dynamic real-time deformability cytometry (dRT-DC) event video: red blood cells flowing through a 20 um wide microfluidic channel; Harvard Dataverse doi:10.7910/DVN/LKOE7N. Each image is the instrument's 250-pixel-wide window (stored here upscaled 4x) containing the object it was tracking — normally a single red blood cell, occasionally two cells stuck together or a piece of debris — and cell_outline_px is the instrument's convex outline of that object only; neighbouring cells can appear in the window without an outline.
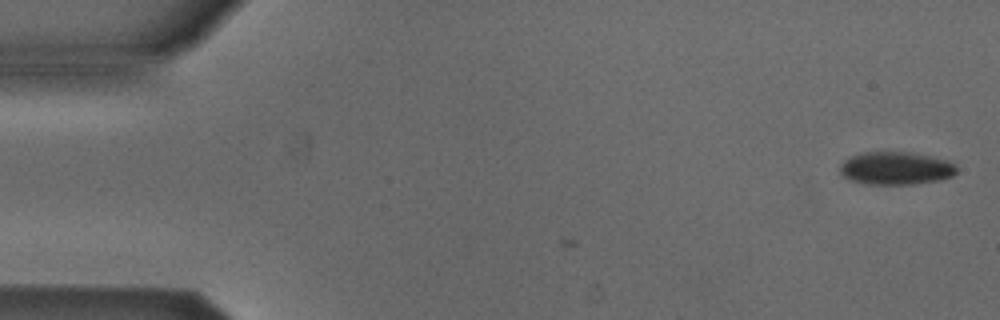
{"species": "Egyptian fruit bat (a non-hibernating species)", "species_latin": "Rousettus aegyptiacus", "temperature_condition": "cold", "stored_images_in_passage": 3, "camera_frame_rate_fps": 3000, "um_per_image_px": 0.085, "animal": {"sex": "male"}, "frame": {"image": 1, "passage_image": 3, "time_ms": 0.667, "image_size_px": [1000, 320], "cell_outline_px": [[956, 172], [952, 176], [940, 180], [912, 184], [864, 184], [848, 180], [840, 172], [840, 164], [844, 160], [852, 156], [864, 152], [908, 152], [948, 160], [956, 164]], "centroid_in_image_um": [76.13, 14.31], "position_along_channel_um": 8.9, "area_um2": 22.37}}